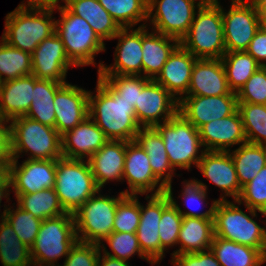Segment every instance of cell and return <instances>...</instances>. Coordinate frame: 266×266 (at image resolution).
I'll return each mask as SVG.
<instances>
[{"label":"cell","instance_id":"cell-1","mask_svg":"<svg viewBox=\"0 0 266 266\" xmlns=\"http://www.w3.org/2000/svg\"><path fill=\"white\" fill-rule=\"evenodd\" d=\"M96 95L89 91L88 112L108 140L133 141L141 126L135 108L98 76Z\"/></svg>","mask_w":266,"mask_h":266},{"label":"cell","instance_id":"cell-2","mask_svg":"<svg viewBox=\"0 0 266 266\" xmlns=\"http://www.w3.org/2000/svg\"><path fill=\"white\" fill-rule=\"evenodd\" d=\"M220 2H204L180 44L197 59H221L226 53Z\"/></svg>","mask_w":266,"mask_h":266},{"label":"cell","instance_id":"cell-3","mask_svg":"<svg viewBox=\"0 0 266 266\" xmlns=\"http://www.w3.org/2000/svg\"><path fill=\"white\" fill-rule=\"evenodd\" d=\"M52 8L17 7L7 14L2 39L10 46L33 53L37 46L56 32Z\"/></svg>","mask_w":266,"mask_h":266},{"label":"cell","instance_id":"cell-4","mask_svg":"<svg viewBox=\"0 0 266 266\" xmlns=\"http://www.w3.org/2000/svg\"><path fill=\"white\" fill-rule=\"evenodd\" d=\"M11 123V153L18 160L23 151H30L31 160H57L62 158L61 135L50 126L26 116L17 117Z\"/></svg>","mask_w":266,"mask_h":266},{"label":"cell","instance_id":"cell-5","mask_svg":"<svg viewBox=\"0 0 266 266\" xmlns=\"http://www.w3.org/2000/svg\"><path fill=\"white\" fill-rule=\"evenodd\" d=\"M61 19L55 20V29L64 44L70 61L76 66L95 65L94 56L105 51V44L90 24L65 5L57 8Z\"/></svg>","mask_w":266,"mask_h":266},{"label":"cell","instance_id":"cell-6","mask_svg":"<svg viewBox=\"0 0 266 266\" xmlns=\"http://www.w3.org/2000/svg\"><path fill=\"white\" fill-rule=\"evenodd\" d=\"M55 192L68 213H74L100 189L88 160L60 158L56 160Z\"/></svg>","mask_w":266,"mask_h":266},{"label":"cell","instance_id":"cell-7","mask_svg":"<svg viewBox=\"0 0 266 266\" xmlns=\"http://www.w3.org/2000/svg\"><path fill=\"white\" fill-rule=\"evenodd\" d=\"M213 225L214 236L259 249L266 256V229L233 202L217 201Z\"/></svg>","mask_w":266,"mask_h":266},{"label":"cell","instance_id":"cell-8","mask_svg":"<svg viewBox=\"0 0 266 266\" xmlns=\"http://www.w3.org/2000/svg\"><path fill=\"white\" fill-rule=\"evenodd\" d=\"M77 241L73 213L43 220L30 248L32 264L56 265L60 257H67Z\"/></svg>","mask_w":266,"mask_h":266},{"label":"cell","instance_id":"cell-9","mask_svg":"<svg viewBox=\"0 0 266 266\" xmlns=\"http://www.w3.org/2000/svg\"><path fill=\"white\" fill-rule=\"evenodd\" d=\"M128 192L122 191L118 197L94 194L77 209L73 213L77 240L100 245L113 232L117 204Z\"/></svg>","mask_w":266,"mask_h":266},{"label":"cell","instance_id":"cell-10","mask_svg":"<svg viewBox=\"0 0 266 266\" xmlns=\"http://www.w3.org/2000/svg\"><path fill=\"white\" fill-rule=\"evenodd\" d=\"M164 142L170 165L182 169H190L191 164L198 166L203 155L199 148L202 147L199 130L188 122L180 113L167 122L154 127Z\"/></svg>","mask_w":266,"mask_h":266},{"label":"cell","instance_id":"cell-11","mask_svg":"<svg viewBox=\"0 0 266 266\" xmlns=\"http://www.w3.org/2000/svg\"><path fill=\"white\" fill-rule=\"evenodd\" d=\"M195 1L148 0L147 18L148 20L151 18L150 23L154 26L153 30L175 38L180 42L190 29V25L196 15L195 9L200 8L204 3L203 0Z\"/></svg>","mask_w":266,"mask_h":266},{"label":"cell","instance_id":"cell-12","mask_svg":"<svg viewBox=\"0 0 266 266\" xmlns=\"http://www.w3.org/2000/svg\"><path fill=\"white\" fill-rule=\"evenodd\" d=\"M226 13L222 8L226 52L246 51L263 24L252 0H232Z\"/></svg>","mask_w":266,"mask_h":266},{"label":"cell","instance_id":"cell-13","mask_svg":"<svg viewBox=\"0 0 266 266\" xmlns=\"http://www.w3.org/2000/svg\"><path fill=\"white\" fill-rule=\"evenodd\" d=\"M179 101L162 85L150 80L139 93L134 106L137 123L141 127H155L167 122L178 113ZM161 118V119H160Z\"/></svg>","mask_w":266,"mask_h":266},{"label":"cell","instance_id":"cell-14","mask_svg":"<svg viewBox=\"0 0 266 266\" xmlns=\"http://www.w3.org/2000/svg\"><path fill=\"white\" fill-rule=\"evenodd\" d=\"M237 109V95H186L179 100L178 113L199 129L213 120L230 116Z\"/></svg>","mask_w":266,"mask_h":266},{"label":"cell","instance_id":"cell-15","mask_svg":"<svg viewBox=\"0 0 266 266\" xmlns=\"http://www.w3.org/2000/svg\"><path fill=\"white\" fill-rule=\"evenodd\" d=\"M13 160L8 178L15 191L16 198L20 194H32L55 187L56 160H24L18 166Z\"/></svg>","mask_w":266,"mask_h":266},{"label":"cell","instance_id":"cell-16","mask_svg":"<svg viewBox=\"0 0 266 266\" xmlns=\"http://www.w3.org/2000/svg\"><path fill=\"white\" fill-rule=\"evenodd\" d=\"M123 179L127 180L131 190L128 195H143L154 190L152 195H158L167 189L163 183H159L160 180L151 169L147 153L136 140L127 141Z\"/></svg>","mask_w":266,"mask_h":266},{"label":"cell","instance_id":"cell-17","mask_svg":"<svg viewBox=\"0 0 266 266\" xmlns=\"http://www.w3.org/2000/svg\"><path fill=\"white\" fill-rule=\"evenodd\" d=\"M32 75L38 79H48L67 83L66 73L75 65L66 54L63 41L55 32L44 39L31 54Z\"/></svg>","mask_w":266,"mask_h":266},{"label":"cell","instance_id":"cell-18","mask_svg":"<svg viewBox=\"0 0 266 266\" xmlns=\"http://www.w3.org/2000/svg\"><path fill=\"white\" fill-rule=\"evenodd\" d=\"M142 26L137 29L121 28L113 37L118 38L115 62L112 66H98V75H141L142 72ZM130 31V33L128 32Z\"/></svg>","mask_w":266,"mask_h":266},{"label":"cell","instance_id":"cell-19","mask_svg":"<svg viewBox=\"0 0 266 266\" xmlns=\"http://www.w3.org/2000/svg\"><path fill=\"white\" fill-rule=\"evenodd\" d=\"M148 204L144 208L140 204V222L136 236L142 252L152 261L161 260V243L159 238V222L162 210L171 202L167 192L158 195H146Z\"/></svg>","mask_w":266,"mask_h":266},{"label":"cell","instance_id":"cell-20","mask_svg":"<svg viewBox=\"0 0 266 266\" xmlns=\"http://www.w3.org/2000/svg\"><path fill=\"white\" fill-rule=\"evenodd\" d=\"M89 91L69 83L63 84L54 98L55 129L62 136L88 116Z\"/></svg>","mask_w":266,"mask_h":266},{"label":"cell","instance_id":"cell-21","mask_svg":"<svg viewBox=\"0 0 266 266\" xmlns=\"http://www.w3.org/2000/svg\"><path fill=\"white\" fill-rule=\"evenodd\" d=\"M198 130L201 143L206 147L204 151L228 152L232 145L247 142L238 109L230 116L202 125Z\"/></svg>","mask_w":266,"mask_h":266},{"label":"cell","instance_id":"cell-22","mask_svg":"<svg viewBox=\"0 0 266 266\" xmlns=\"http://www.w3.org/2000/svg\"><path fill=\"white\" fill-rule=\"evenodd\" d=\"M197 168L204 177L219 187L223 197L218 200H227L225 197L233 196L236 201L240 196L242 187L240 186L235 170V165L230 152L204 151Z\"/></svg>","mask_w":266,"mask_h":266},{"label":"cell","instance_id":"cell-23","mask_svg":"<svg viewBox=\"0 0 266 266\" xmlns=\"http://www.w3.org/2000/svg\"><path fill=\"white\" fill-rule=\"evenodd\" d=\"M186 95H236L229 88L221 59L196 60L192 68L190 85Z\"/></svg>","mask_w":266,"mask_h":266},{"label":"cell","instance_id":"cell-24","mask_svg":"<svg viewBox=\"0 0 266 266\" xmlns=\"http://www.w3.org/2000/svg\"><path fill=\"white\" fill-rule=\"evenodd\" d=\"M91 120L88 116L79 125L61 136L64 158L88 160L108 141L104 132Z\"/></svg>","mask_w":266,"mask_h":266},{"label":"cell","instance_id":"cell-25","mask_svg":"<svg viewBox=\"0 0 266 266\" xmlns=\"http://www.w3.org/2000/svg\"><path fill=\"white\" fill-rule=\"evenodd\" d=\"M197 58L179 44L170 54L163 65L161 73L155 81L162 85L173 97L181 100V95H186L189 89L191 72Z\"/></svg>","mask_w":266,"mask_h":266},{"label":"cell","instance_id":"cell-26","mask_svg":"<svg viewBox=\"0 0 266 266\" xmlns=\"http://www.w3.org/2000/svg\"><path fill=\"white\" fill-rule=\"evenodd\" d=\"M127 141L108 140L89 159L91 172L101 190L107 181L123 180Z\"/></svg>","mask_w":266,"mask_h":266},{"label":"cell","instance_id":"cell-27","mask_svg":"<svg viewBox=\"0 0 266 266\" xmlns=\"http://www.w3.org/2000/svg\"><path fill=\"white\" fill-rule=\"evenodd\" d=\"M35 76L28 75L0 83V118L11 121L29 111Z\"/></svg>","mask_w":266,"mask_h":266},{"label":"cell","instance_id":"cell-28","mask_svg":"<svg viewBox=\"0 0 266 266\" xmlns=\"http://www.w3.org/2000/svg\"><path fill=\"white\" fill-rule=\"evenodd\" d=\"M146 29V25L142 26V73L145 78L155 80L180 42L156 31L149 33Z\"/></svg>","mask_w":266,"mask_h":266},{"label":"cell","instance_id":"cell-29","mask_svg":"<svg viewBox=\"0 0 266 266\" xmlns=\"http://www.w3.org/2000/svg\"><path fill=\"white\" fill-rule=\"evenodd\" d=\"M214 237L213 218L183 217L177 244L180 248L173 254L207 251Z\"/></svg>","mask_w":266,"mask_h":266},{"label":"cell","instance_id":"cell-30","mask_svg":"<svg viewBox=\"0 0 266 266\" xmlns=\"http://www.w3.org/2000/svg\"><path fill=\"white\" fill-rule=\"evenodd\" d=\"M65 6L73 14L84 18L103 42L113 39L121 29L98 0H65Z\"/></svg>","mask_w":266,"mask_h":266},{"label":"cell","instance_id":"cell-31","mask_svg":"<svg viewBox=\"0 0 266 266\" xmlns=\"http://www.w3.org/2000/svg\"><path fill=\"white\" fill-rule=\"evenodd\" d=\"M135 140L147 153L154 175L166 187L171 185L172 176L175 170L169 163L168 155L160 133L154 127H141ZM166 171L168 173H166Z\"/></svg>","mask_w":266,"mask_h":266},{"label":"cell","instance_id":"cell-32","mask_svg":"<svg viewBox=\"0 0 266 266\" xmlns=\"http://www.w3.org/2000/svg\"><path fill=\"white\" fill-rule=\"evenodd\" d=\"M210 249L221 266H261L266 262L259 249L217 236L213 237Z\"/></svg>","mask_w":266,"mask_h":266},{"label":"cell","instance_id":"cell-33","mask_svg":"<svg viewBox=\"0 0 266 266\" xmlns=\"http://www.w3.org/2000/svg\"><path fill=\"white\" fill-rule=\"evenodd\" d=\"M64 83L35 77L33 98L26 117L55 128L54 98Z\"/></svg>","mask_w":266,"mask_h":266},{"label":"cell","instance_id":"cell-34","mask_svg":"<svg viewBox=\"0 0 266 266\" xmlns=\"http://www.w3.org/2000/svg\"><path fill=\"white\" fill-rule=\"evenodd\" d=\"M229 152L241 187L251 181L266 166V145L246 142L232 153Z\"/></svg>","mask_w":266,"mask_h":266},{"label":"cell","instance_id":"cell-35","mask_svg":"<svg viewBox=\"0 0 266 266\" xmlns=\"http://www.w3.org/2000/svg\"><path fill=\"white\" fill-rule=\"evenodd\" d=\"M0 261L3 266L32 265L30 248L18 238L5 218L0 222Z\"/></svg>","mask_w":266,"mask_h":266},{"label":"cell","instance_id":"cell-36","mask_svg":"<svg viewBox=\"0 0 266 266\" xmlns=\"http://www.w3.org/2000/svg\"><path fill=\"white\" fill-rule=\"evenodd\" d=\"M229 88L237 93L261 65L247 52H226L221 58Z\"/></svg>","mask_w":266,"mask_h":266},{"label":"cell","instance_id":"cell-37","mask_svg":"<svg viewBox=\"0 0 266 266\" xmlns=\"http://www.w3.org/2000/svg\"><path fill=\"white\" fill-rule=\"evenodd\" d=\"M17 205L31 212L42 221L67 213L62 207L54 188L44 189L32 194H20Z\"/></svg>","mask_w":266,"mask_h":266},{"label":"cell","instance_id":"cell-38","mask_svg":"<svg viewBox=\"0 0 266 266\" xmlns=\"http://www.w3.org/2000/svg\"><path fill=\"white\" fill-rule=\"evenodd\" d=\"M28 75H32L31 53L10 46L1 39L0 83Z\"/></svg>","mask_w":266,"mask_h":266},{"label":"cell","instance_id":"cell-39","mask_svg":"<svg viewBox=\"0 0 266 266\" xmlns=\"http://www.w3.org/2000/svg\"><path fill=\"white\" fill-rule=\"evenodd\" d=\"M121 28H132L138 22L148 21V0H98Z\"/></svg>","mask_w":266,"mask_h":266},{"label":"cell","instance_id":"cell-40","mask_svg":"<svg viewBox=\"0 0 266 266\" xmlns=\"http://www.w3.org/2000/svg\"><path fill=\"white\" fill-rule=\"evenodd\" d=\"M246 135L252 144L266 145V105L238 102Z\"/></svg>","mask_w":266,"mask_h":266},{"label":"cell","instance_id":"cell-41","mask_svg":"<svg viewBox=\"0 0 266 266\" xmlns=\"http://www.w3.org/2000/svg\"><path fill=\"white\" fill-rule=\"evenodd\" d=\"M4 208L1 218H5L13 227L18 238L31 248L39 232L42 220L35 217L33 213L24 211L19 206H17L16 210L13 209L14 211L10 209L12 207L6 208L4 206Z\"/></svg>","mask_w":266,"mask_h":266},{"label":"cell","instance_id":"cell-42","mask_svg":"<svg viewBox=\"0 0 266 266\" xmlns=\"http://www.w3.org/2000/svg\"><path fill=\"white\" fill-rule=\"evenodd\" d=\"M243 201L252 217H257V211L266 216V166L242 187L240 196L234 202L241 204Z\"/></svg>","mask_w":266,"mask_h":266},{"label":"cell","instance_id":"cell-43","mask_svg":"<svg viewBox=\"0 0 266 266\" xmlns=\"http://www.w3.org/2000/svg\"><path fill=\"white\" fill-rule=\"evenodd\" d=\"M184 184H185V186H184V189L182 192V198L186 201V204H188L187 206H190V208H191L192 205L194 207L197 204H199V205L202 204L203 201L206 199V196H207V186L203 182L198 181V180H190V181H187L186 183L184 182ZM166 192L170 196L171 201L178 207L179 213L183 217L213 218L215 205H216L218 200H214L212 202V205L209 208V210H207L203 213H199L197 211L196 212L191 211L193 208L187 212H183L181 210L180 206L176 203V201H174L173 193H172V185H169L167 187ZM195 203H197V204H195Z\"/></svg>","mask_w":266,"mask_h":266},{"label":"cell","instance_id":"cell-44","mask_svg":"<svg viewBox=\"0 0 266 266\" xmlns=\"http://www.w3.org/2000/svg\"><path fill=\"white\" fill-rule=\"evenodd\" d=\"M104 241H106L108 246L111 248V251L114 254H111L106 250V247L102 244L104 248L103 254L116 258L128 261L132 255L138 253L141 259L147 260L151 264H155L157 262H152L141 250L138 238L136 233H129V232H112Z\"/></svg>","mask_w":266,"mask_h":266},{"label":"cell","instance_id":"cell-45","mask_svg":"<svg viewBox=\"0 0 266 266\" xmlns=\"http://www.w3.org/2000/svg\"><path fill=\"white\" fill-rule=\"evenodd\" d=\"M140 222V202L137 195H125L117 204L113 232L136 233Z\"/></svg>","mask_w":266,"mask_h":266},{"label":"cell","instance_id":"cell-46","mask_svg":"<svg viewBox=\"0 0 266 266\" xmlns=\"http://www.w3.org/2000/svg\"><path fill=\"white\" fill-rule=\"evenodd\" d=\"M183 216L178 207L171 201L163 210L159 222V238L161 243V259L169 246L177 244Z\"/></svg>","mask_w":266,"mask_h":266},{"label":"cell","instance_id":"cell-47","mask_svg":"<svg viewBox=\"0 0 266 266\" xmlns=\"http://www.w3.org/2000/svg\"><path fill=\"white\" fill-rule=\"evenodd\" d=\"M132 106L138 103L139 93L150 81L143 75H98Z\"/></svg>","mask_w":266,"mask_h":266},{"label":"cell","instance_id":"cell-48","mask_svg":"<svg viewBox=\"0 0 266 266\" xmlns=\"http://www.w3.org/2000/svg\"><path fill=\"white\" fill-rule=\"evenodd\" d=\"M236 95L238 102L266 105V66L259 67Z\"/></svg>","mask_w":266,"mask_h":266},{"label":"cell","instance_id":"cell-49","mask_svg":"<svg viewBox=\"0 0 266 266\" xmlns=\"http://www.w3.org/2000/svg\"><path fill=\"white\" fill-rule=\"evenodd\" d=\"M100 251L98 244L77 241L70 249L63 266H97Z\"/></svg>","mask_w":266,"mask_h":266},{"label":"cell","instance_id":"cell-50","mask_svg":"<svg viewBox=\"0 0 266 266\" xmlns=\"http://www.w3.org/2000/svg\"><path fill=\"white\" fill-rule=\"evenodd\" d=\"M175 266H221L211 249L196 253L172 254Z\"/></svg>","mask_w":266,"mask_h":266},{"label":"cell","instance_id":"cell-51","mask_svg":"<svg viewBox=\"0 0 266 266\" xmlns=\"http://www.w3.org/2000/svg\"><path fill=\"white\" fill-rule=\"evenodd\" d=\"M0 119V175H8L13 158L11 153V124Z\"/></svg>","mask_w":266,"mask_h":266},{"label":"cell","instance_id":"cell-52","mask_svg":"<svg viewBox=\"0 0 266 266\" xmlns=\"http://www.w3.org/2000/svg\"><path fill=\"white\" fill-rule=\"evenodd\" d=\"M261 66H266V25L262 24L246 50Z\"/></svg>","mask_w":266,"mask_h":266},{"label":"cell","instance_id":"cell-53","mask_svg":"<svg viewBox=\"0 0 266 266\" xmlns=\"http://www.w3.org/2000/svg\"><path fill=\"white\" fill-rule=\"evenodd\" d=\"M58 2L59 0H28L27 5L25 3H22L18 6L25 7V8H52V9L56 8L57 9L60 6L59 4H57Z\"/></svg>","mask_w":266,"mask_h":266},{"label":"cell","instance_id":"cell-54","mask_svg":"<svg viewBox=\"0 0 266 266\" xmlns=\"http://www.w3.org/2000/svg\"><path fill=\"white\" fill-rule=\"evenodd\" d=\"M101 255V251L99 254L98 264L97 266H130L127 261L116 259L107 255Z\"/></svg>","mask_w":266,"mask_h":266},{"label":"cell","instance_id":"cell-55","mask_svg":"<svg viewBox=\"0 0 266 266\" xmlns=\"http://www.w3.org/2000/svg\"><path fill=\"white\" fill-rule=\"evenodd\" d=\"M11 184L8 175H0V203L2 198H8ZM10 189V190H9ZM1 206V205H0Z\"/></svg>","mask_w":266,"mask_h":266},{"label":"cell","instance_id":"cell-56","mask_svg":"<svg viewBox=\"0 0 266 266\" xmlns=\"http://www.w3.org/2000/svg\"><path fill=\"white\" fill-rule=\"evenodd\" d=\"M259 12V16L263 22V24L266 22V0H252Z\"/></svg>","mask_w":266,"mask_h":266},{"label":"cell","instance_id":"cell-57","mask_svg":"<svg viewBox=\"0 0 266 266\" xmlns=\"http://www.w3.org/2000/svg\"><path fill=\"white\" fill-rule=\"evenodd\" d=\"M57 266V265H44V264H32V266ZM58 266H60L59 264H58Z\"/></svg>","mask_w":266,"mask_h":266},{"label":"cell","instance_id":"cell-58","mask_svg":"<svg viewBox=\"0 0 266 266\" xmlns=\"http://www.w3.org/2000/svg\"><path fill=\"white\" fill-rule=\"evenodd\" d=\"M204 2H218V0H203Z\"/></svg>","mask_w":266,"mask_h":266}]
</instances>
